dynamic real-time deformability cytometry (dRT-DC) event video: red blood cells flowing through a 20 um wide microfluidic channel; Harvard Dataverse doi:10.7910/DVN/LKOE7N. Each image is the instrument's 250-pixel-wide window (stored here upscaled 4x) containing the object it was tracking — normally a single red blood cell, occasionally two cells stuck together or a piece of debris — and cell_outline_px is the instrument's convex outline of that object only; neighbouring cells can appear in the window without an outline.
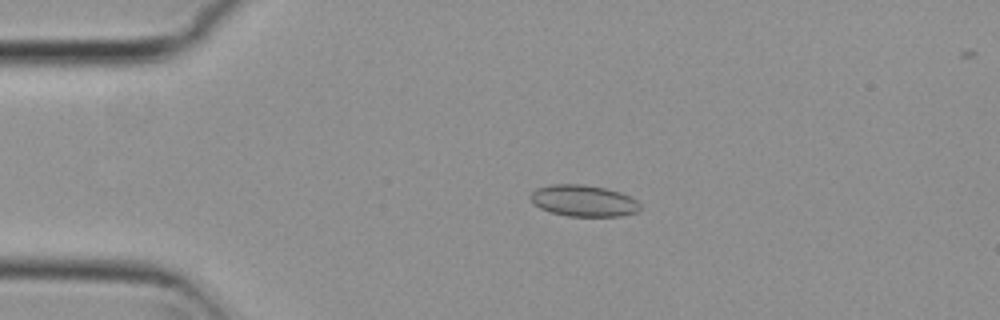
{"species": "common noctule bat (a hibernating species)", "species_latin": "Nyctalus noctula", "temperature_condition": "cold", "stored_images_in_passage": 36, "camera_frame_rate_fps": 3000, "um_per_image_px": 0.085, "animal": {"sex": "female", "body_mass_g": 29.2, "forearm_length_mm": 56.3}, "frame": {"image": 1, "passage_image": 4, "time_ms": 1.0, "image_size_px": [1000, 320], "cell_outline_px": [[640, 208], [636, 212], [620, 216], [568, 216], [552, 212], [540, 208], [528, 196], [536, 188], [552, 184], [584, 184], [604, 188], [620, 192], [636, 200], [640, 204]], "centroid_in_image_um": [49.59, 17.06], "position_along_channel_um": 35.4, "area_um2": 19.94}}
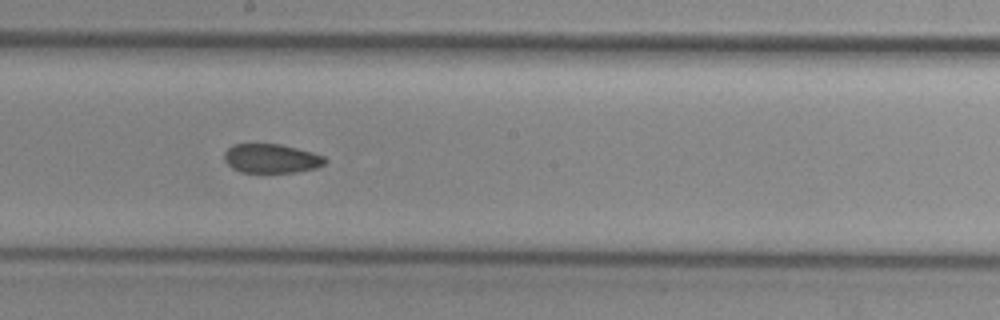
{"frame": {"image": 2, "passage_image": 22, "time_ms": 7.0, "image_size_px": [1000, 320], "cell_outline_px": [[328, 160], [324, 164], [316, 168], [296, 172], [240, 172], [232, 168], [224, 160], [224, 152], [232, 144], [280, 144], [312, 152], [324, 156]], "centroid_in_image_um": [23.06, 13.47], "position_along_channel_um": 225.1, "area_um2": 17.11}}
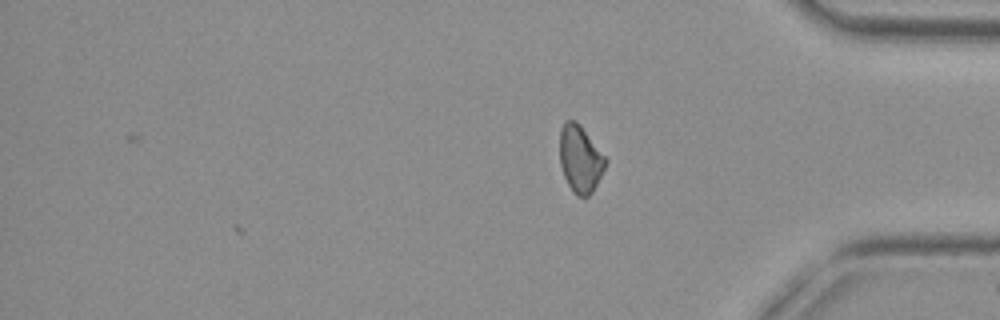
{"frame": {"image": 3, "passage_image": 36, "time_ms": 11.667, "image_size_px": [1000, 320], "cell_outline_px": [[608, 160], [592, 192], [588, 196], [576, 196], [568, 184], [564, 176], [560, 164], [560, 128], [564, 120], [576, 120], [580, 124]], "centroid_in_image_um": [49.3, 13.47], "position_along_channel_um": 385.9, "area_um2": 17.8}, "authors_computed_cell_mechanics": {"area_um2": 18.496, "velocity_mm_per_s": 3.793, "shape_relaxation_time_tau1_ms": null, "shape_relaxation_time_tau2_ms": 5.4196, "deformation_change_tau1": null, "deformation_change_tau2": 0.1071}}